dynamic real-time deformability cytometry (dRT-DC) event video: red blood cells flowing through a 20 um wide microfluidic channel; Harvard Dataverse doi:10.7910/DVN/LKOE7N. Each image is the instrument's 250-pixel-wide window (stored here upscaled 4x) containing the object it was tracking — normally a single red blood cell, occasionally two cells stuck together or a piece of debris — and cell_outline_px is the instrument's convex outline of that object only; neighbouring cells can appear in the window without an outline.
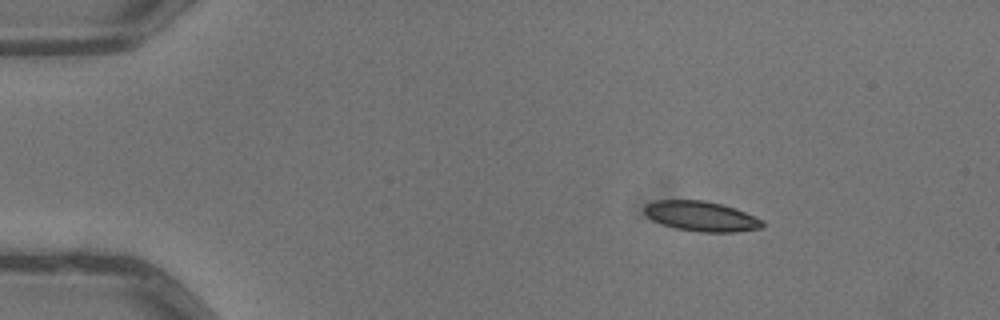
{"species": "common noctule bat (a hibernating species)", "species_latin": "Nyctalus noctula", "temperature_condition": "warm", "stored_images_in_passage": 4, "camera_frame_rate_fps": 3000, "um_per_image_px": 0.085, "animal": {"sex": "male", "body_mass_g": 13.3}, "frame": {"image": 1, "passage_image": 1, "time_ms": 0.0, "image_size_px": [1000, 320], "cell_outline_px": [[764, 224], [760, 228], [736, 232], [700, 232], [676, 228], [652, 220], [644, 212], [644, 208], [648, 204], [656, 200], [704, 200], [736, 208], [764, 220]], "centroid_in_image_um": [59.64, 18.38], "position_along_channel_um": 25.4, "area_um2": 20.52}}
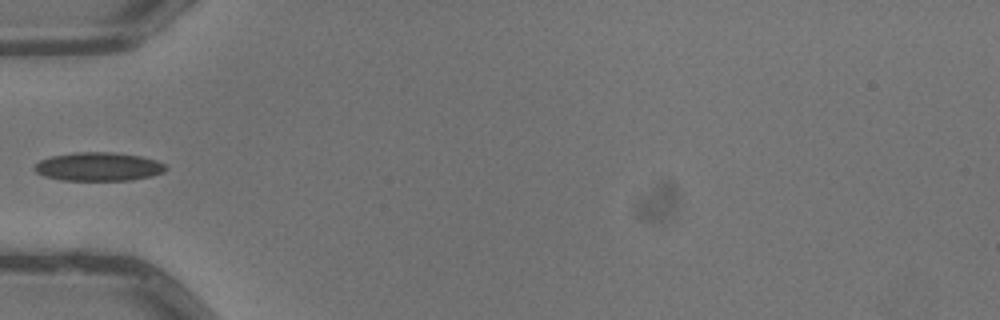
{"frame": {"image": 2, "passage_image": 4, "time_ms": 1.0, "image_size_px": [1000, 320], "cell_outline_px": [[168, 168], [164, 172], [152, 176], [132, 180], [60, 180], [44, 176], [36, 172], [36, 164], [40, 160], [52, 156], [76, 152], [112, 152], [140, 156], [156, 160], [164, 164]], "centroid_in_image_um": [8.41, 14.17], "position_along_channel_um": 76.6, "area_um2": 21.79}}